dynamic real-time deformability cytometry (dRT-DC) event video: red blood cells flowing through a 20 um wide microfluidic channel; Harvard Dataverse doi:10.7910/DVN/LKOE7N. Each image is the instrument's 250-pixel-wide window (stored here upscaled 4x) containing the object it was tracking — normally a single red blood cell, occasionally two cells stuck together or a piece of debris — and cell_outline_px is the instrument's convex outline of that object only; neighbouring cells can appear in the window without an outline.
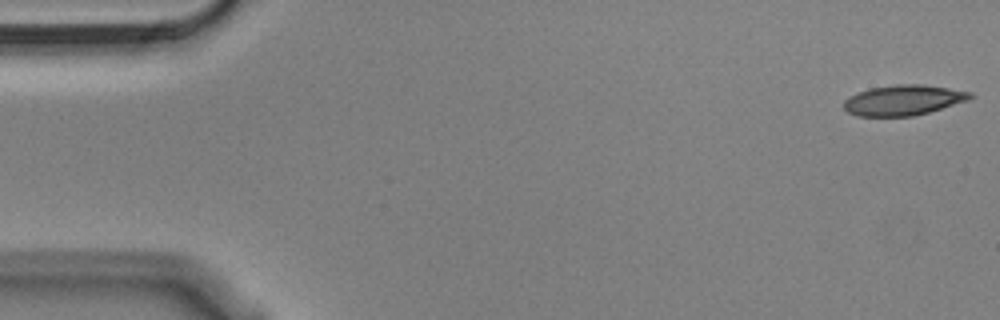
{"species": "Egyptian fruit bat (a non-hibernating species)", "species_latin": "Rousettus aegyptiacus", "temperature_condition": "cold", "stored_images_in_passage": 54, "camera_frame_rate_fps": 3000, "um_per_image_px": 0.085, "animal": {"sex": "male"}, "frame": {"image": 1, "passage_image": 1, "time_ms": 0.0, "image_size_px": [1000, 320], "cell_outline_px": [[976, 96], [968, 100], [928, 112], [912, 116], [856, 116], [848, 112], [844, 108], [844, 100], [860, 92], [872, 88], [896, 84], [920, 84], [948, 88], [972, 92]], "centroid_in_image_um": [76.81, 8.51], "position_along_channel_um": 8.2, "area_um2": 22.08}}
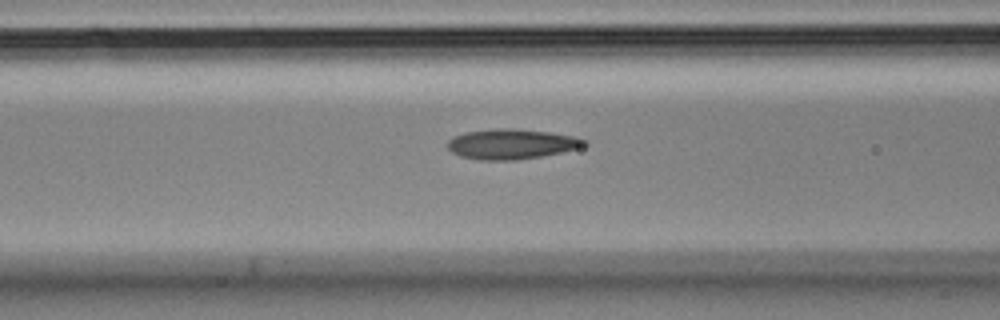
{"frame": {"image": 2, "passage_image": 21, "time_ms": 6.667, "image_size_px": [1000, 320], "cell_outline_px": [[588, 144], [576, 148], [560, 152], [540, 156], [516, 160], [480, 160], [460, 156], [452, 152], [448, 148], [448, 140], [452, 136], [464, 132], [496, 128], [512, 128], [548, 132], [572, 136], [588, 140]], "centroid_in_image_um": [43.43, 12.24], "position_along_channel_um": 123.2, "area_um2": 23.87}}
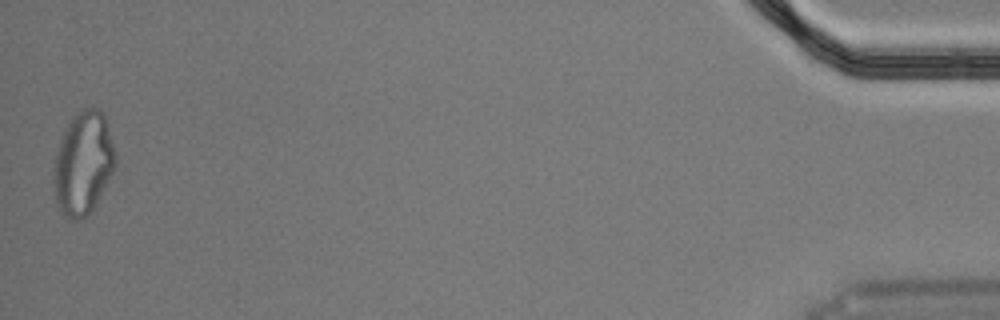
{"frame": {"image": 3, "passage_image": 54, "time_ms": 17.667, "image_size_px": [1000, 320], "cell_outline_px": [[116, 164], [92, 212], [76, 220], [68, 220], [64, 216], [56, 204], [52, 172], [56, 152], [60, 140], [72, 116], [80, 108], [100, 108], [104, 112], [116, 156]], "centroid_in_image_um": [7.05, 13.87], "position_along_channel_um": 428.1, "area_um2": 37.28}, "authors_computed_cell_mechanics": {"area_um2": 23.2356, "velocity_mm_per_s": 3.6283, "shape_relaxation_time_tau1_ms": null, "shape_relaxation_time_tau2_ms": 2.9348, "deformation_change_tau1": null, "deformation_change_tau2": 0.1081}}